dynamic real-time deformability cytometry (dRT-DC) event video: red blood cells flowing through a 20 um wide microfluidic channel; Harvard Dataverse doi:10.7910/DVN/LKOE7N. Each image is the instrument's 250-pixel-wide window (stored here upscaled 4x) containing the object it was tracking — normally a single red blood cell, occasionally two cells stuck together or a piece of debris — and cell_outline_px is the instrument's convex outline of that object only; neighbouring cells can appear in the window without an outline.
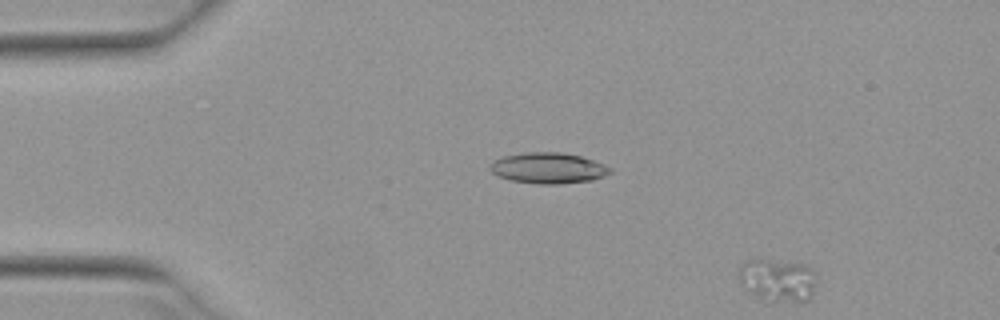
{"species": "Egyptian fruit bat (a non-hibernating species)", "species_latin": "Rousettus aegyptiacus", "temperature_condition": "warm", "stored_images_in_passage": 12, "camera_frame_rate_fps": 3000, "um_per_image_px": 0.085, "animal": {"sex": "female"}, "frame": {"image": 1, "passage_image": 12, "time_ms": 3.667, "image_size_px": [1000, 320], "cell_outline_px": [[816, 284], [812, 296], [808, 300], [768, 304], [744, 288], [740, 284], [740, 268], [748, 260], [768, 260], [804, 264], [812, 268], [816, 280]], "centroid_in_image_um": [66.13, 23.87], "position_along_channel_um": 18.9, "area_um2": 19.59}}